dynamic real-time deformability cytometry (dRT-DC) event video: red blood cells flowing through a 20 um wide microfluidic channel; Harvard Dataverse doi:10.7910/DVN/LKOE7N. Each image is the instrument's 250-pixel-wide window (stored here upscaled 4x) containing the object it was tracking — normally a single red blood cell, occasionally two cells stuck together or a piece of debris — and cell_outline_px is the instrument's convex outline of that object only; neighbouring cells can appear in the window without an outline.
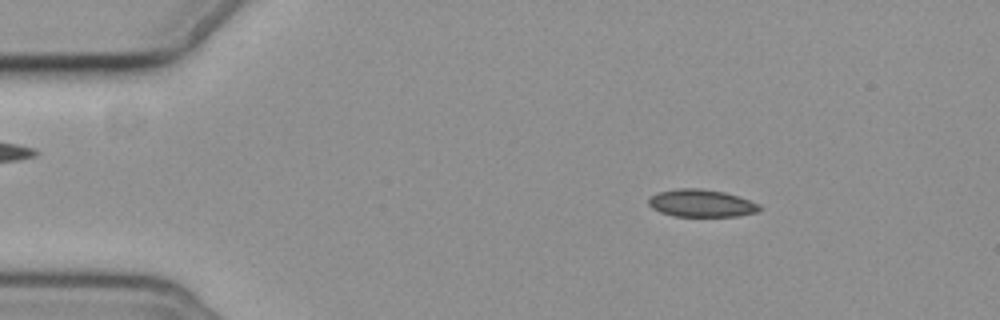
{"species": "common noctule bat (a hibernating species)", "species_latin": "Nyctalus noctula", "temperature_condition": "cold", "stored_images_in_passage": 5, "camera_frame_rate_fps": 3000, "um_per_image_px": 0.085, "animal": {"sex": "female", "body_mass_g": 19.3, "forearm_length_mm": 54.1}, "frame": {"image": 1, "passage_image": 2, "time_ms": 1.0, "image_size_px": [1000, 320], "cell_outline_px": [[760, 208], [756, 212], [736, 216], [676, 216], [660, 212], [652, 208], [648, 204], [648, 200], [652, 196], [660, 192], [676, 188], [700, 188], [724, 192], [760, 204]], "centroid_in_image_um": [59.59, 17.27], "position_along_channel_um": 25.4, "area_um2": 17.51}}
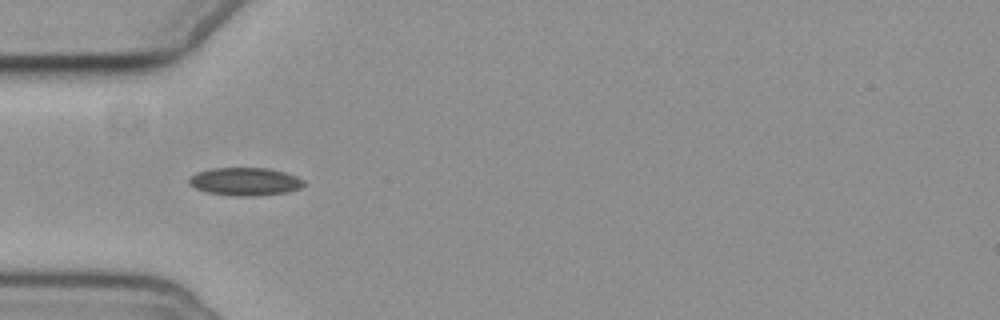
{"frame": {"image": 2, "passage_image": 4, "time_ms": 4.0, "image_size_px": [1000, 320], "cell_outline_px": [[304, 184], [300, 188], [288, 192], [252, 196], [240, 196], [208, 192], [196, 188], [188, 184], [188, 176], [196, 172], [208, 168], [268, 168], [284, 172], [296, 176], [304, 180]], "centroid_in_image_um": [20.8, 15.42], "position_along_channel_um": 64.2, "area_um2": 18.73}}
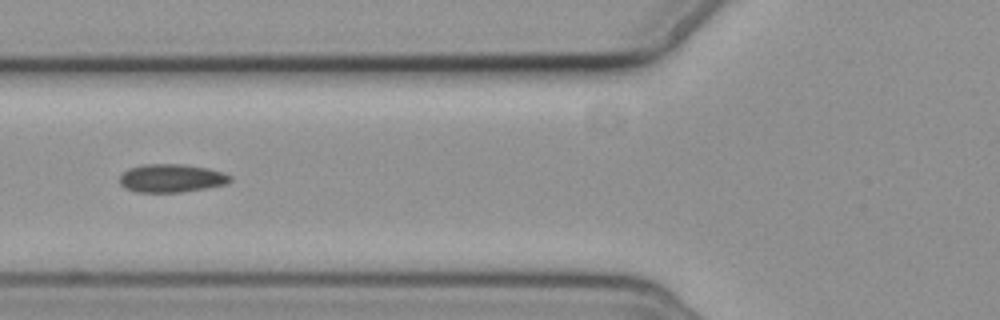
{"frame": {"image": 3, "passage_image": 5, "time_ms": 5.333, "image_size_px": [1000, 320], "cell_outline_px": [[232, 180], [228, 184], [180, 192], [136, 192], [124, 188], [120, 184], [120, 176], [128, 168], [144, 164], [184, 164], [208, 168], [224, 172], [232, 176]], "centroid_in_image_um": [14.59, 15.14], "position_along_channel_um": 111.2, "area_um2": 18.32}}